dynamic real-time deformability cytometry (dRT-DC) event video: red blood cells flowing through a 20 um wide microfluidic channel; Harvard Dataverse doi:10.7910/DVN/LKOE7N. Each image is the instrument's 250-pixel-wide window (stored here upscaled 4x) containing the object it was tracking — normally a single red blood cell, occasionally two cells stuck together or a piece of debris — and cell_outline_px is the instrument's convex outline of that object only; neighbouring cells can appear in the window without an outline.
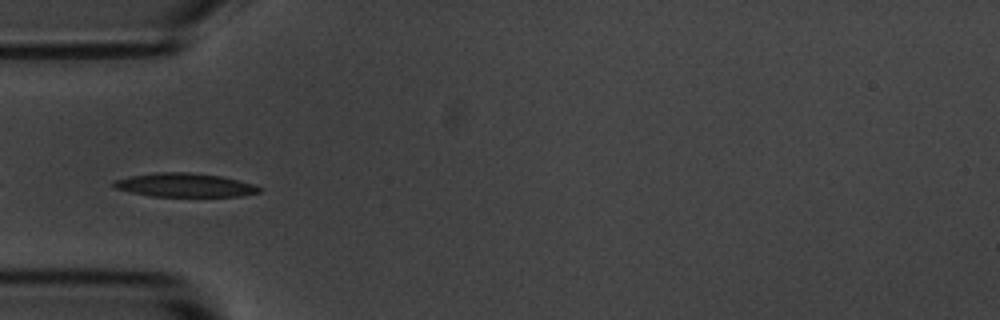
{"species": "common noctule bat (a hibernating species)", "species_latin": "Nyctalus noctula", "temperature_condition": "room temperature", "stored_images_in_passage": 6, "camera_frame_rate_fps": 3000, "um_per_image_px": 0.085, "animal": {"sex": "male", "body_mass_g": 20.1, "forearm_length_mm": 53.5}, "frame": {"image": 1, "passage_image": 5, "time_ms": 4.333, "image_size_px": [1000, 320], "cell_outline_px": [[264, 188], [260, 192], [244, 196], [152, 196], [132, 192], [116, 188], [112, 184], [112, 180], [128, 176], [156, 172], [192, 172], [220, 176], [252, 184]], "centroid_in_image_um": [15.69, 15.72], "position_along_channel_um": 69.3, "area_um2": 20.11}}